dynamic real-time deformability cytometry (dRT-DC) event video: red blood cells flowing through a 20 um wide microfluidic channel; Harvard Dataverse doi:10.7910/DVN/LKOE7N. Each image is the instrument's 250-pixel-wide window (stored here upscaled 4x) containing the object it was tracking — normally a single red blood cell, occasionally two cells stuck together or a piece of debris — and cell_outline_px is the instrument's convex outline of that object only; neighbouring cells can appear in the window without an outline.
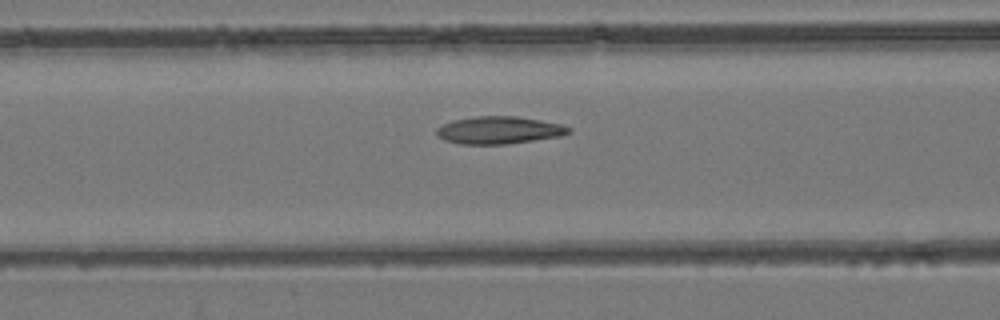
{"species": "common noctule bat (a hibernating species)", "species_latin": "Nyctalus noctula", "temperature_condition": "room temperature", "stored_images_in_passage": 46, "camera_frame_rate_fps": 3000, "um_per_image_px": 0.085, "animal": {"sex": "female", "body_mass_g": 24.6, "forearm_length_mm": 56.2}, "frame": {"image": 1, "passage_image": 19, "time_ms": 6.0, "image_size_px": [1000, 320], "cell_outline_px": [[572, 132], [564, 136], [508, 144], [460, 144], [444, 140], [436, 132], [436, 128], [452, 120], [476, 116], [516, 116], [540, 120], [560, 124], [572, 128]], "centroid_in_image_um": [42.46, 11.07], "position_along_channel_um": 124.1, "area_um2": 21.27}}
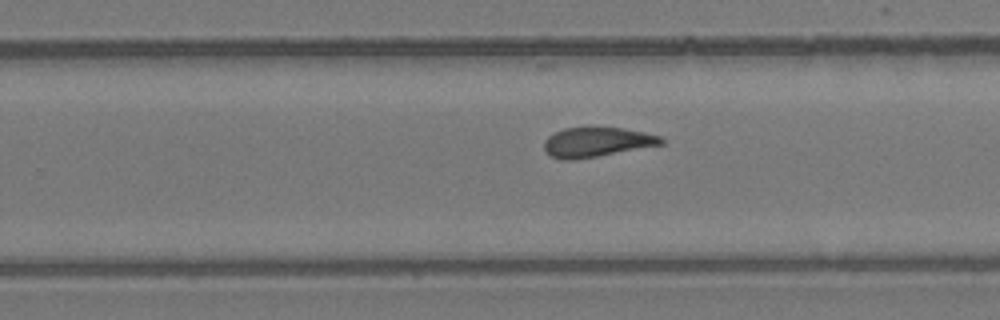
{"frame": {"image": 2, "passage_image": 30, "time_ms": 9.667, "image_size_px": [1000, 320], "cell_outline_px": [[664, 144], [576, 160], [560, 160], [548, 156], [544, 148], [544, 140], [548, 136], [564, 128], [592, 124], [624, 128], [644, 132], [660, 136], [664, 140]], "centroid_in_image_um": [50.68, 12.04], "position_along_channel_um": 279.1, "area_um2": 21.1}}
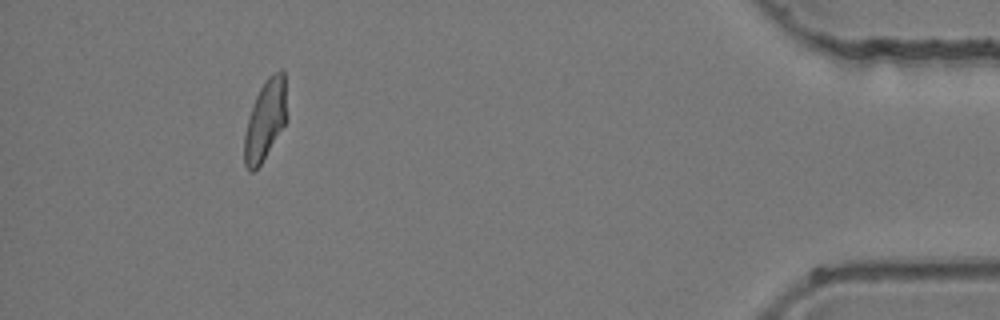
{"frame": {"image": 3, "passage_image": 44, "time_ms": 14.333, "image_size_px": [1000, 320], "cell_outline_px": [[288, 120], [260, 164], [252, 172], [248, 172], [244, 164], [244, 132], [248, 116], [256, 96], [260, 88], [268, 76], [272, 72], [280, 68], [284, 68], [288, 116]], "centroid_in_image_um": [22.57, 10.15], "position_along_channel_um": 412.6, "area_um2": 20.35}}